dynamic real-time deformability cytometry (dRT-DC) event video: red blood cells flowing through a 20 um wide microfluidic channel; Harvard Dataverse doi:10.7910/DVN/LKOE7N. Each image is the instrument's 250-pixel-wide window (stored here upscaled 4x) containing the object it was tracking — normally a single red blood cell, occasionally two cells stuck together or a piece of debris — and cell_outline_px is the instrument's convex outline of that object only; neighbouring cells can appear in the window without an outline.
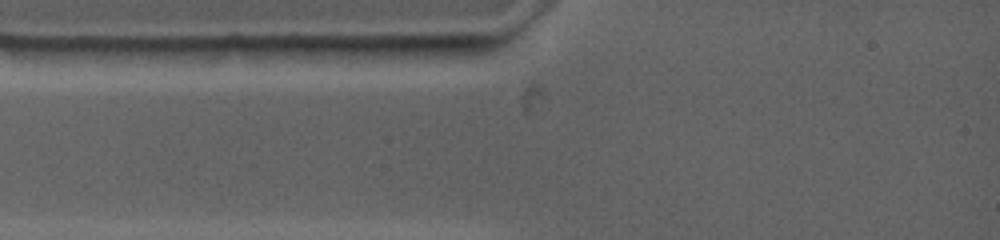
{"species": "common noctule bat (a hibernating species)", "species_latin": "Nyctalus noctula", "temperature_condition": "warm", "stored_images_in_passage": 2, "camera_frame_rate_fps": 4500, "um_per_image_px": 0.085, "animal": {"sex": "female", "body_mass_g": 19.0, "forearm_length_mm": 53.3}, "frame": {"image": 1, "passage_image": 2, "time_ms": 0.444, "image_size_px": [1000, 240], "cell_outline_px": [[452, 48], [424, 64], [324, 48], [400, 44], [452, 44]], "centroid_in_image_um": [34.1, 4.38], "position_along_channel_um": 50.9, "area_um2": 10.0}}